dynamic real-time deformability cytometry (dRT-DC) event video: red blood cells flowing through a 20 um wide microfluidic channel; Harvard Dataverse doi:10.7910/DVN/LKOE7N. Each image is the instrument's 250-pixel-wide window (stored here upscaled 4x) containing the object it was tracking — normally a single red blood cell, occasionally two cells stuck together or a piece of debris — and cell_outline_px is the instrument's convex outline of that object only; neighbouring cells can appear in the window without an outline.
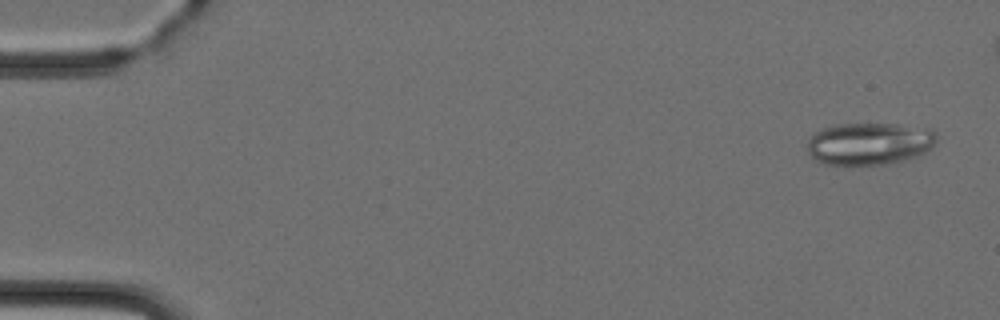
{"species": "Egyptian fruit bat (a non-hibernating species)", "species_latin": "Rousettus aegyptiacus", "temperature_condition": "cold", "stored_images_in_passage": 4, "camera_frame_rate_fps": 3000, "um_per_image_px": 0.085, "animal": {"sex": "female"}, "frame": {"image": 1, "passage_image": 1, "time_ms": 0.0, "image_size_px": [1000, 320], "cell_outline_px": [[936, 140], [932, 148], [916, 156], [884, 164], [824, 164], [816, 160], [808, 152], [808, 140], [816, 132], [824, 128], [836, 124], [896, 124], [928, 128], [936, 132]], "centroid_in_image_um": [73.9, 12.19], "position_along_channel_um": 11.1, "area_um2": 31.5}}